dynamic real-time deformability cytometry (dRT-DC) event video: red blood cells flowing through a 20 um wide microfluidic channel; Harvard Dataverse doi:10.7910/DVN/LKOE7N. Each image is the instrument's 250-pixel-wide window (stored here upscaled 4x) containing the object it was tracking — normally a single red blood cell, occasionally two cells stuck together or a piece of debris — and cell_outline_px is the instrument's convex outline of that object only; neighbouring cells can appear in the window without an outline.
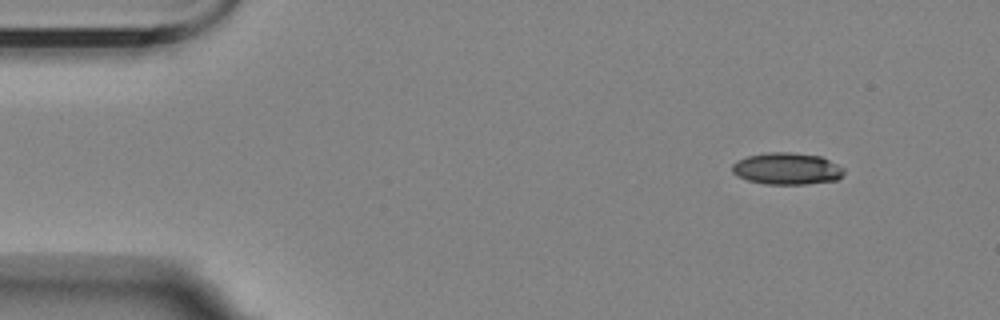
{"species": "Egyptian fruit bat (a non-hibernating species)", "species_latin": "Rousettus aegyptiacus", "temperature_condition": "room temperature", "stored_images_in_passage": 4, "camera_frame_rate_fps": 3000, "um_per_image_px": 0.085, "animal": {"sex": "female"}, "frame": {"image": 1, "passage_image": 1, "time_ms": 0.0, "image_size_px": [1000, 320], "cell_outline_px": [[844, 172], [836, 180], [804, 184], [764, 184], [748, 180], [736, 176], [732, 172], [732, 164], [736, 160], [748, 156], [768, 152], [788, 152], [820, 156], [844, 168]], "centroid_in_image_um": [66.84, 14.34], "position_along_channel_um": 18.2, "area_um2": 20.63}}
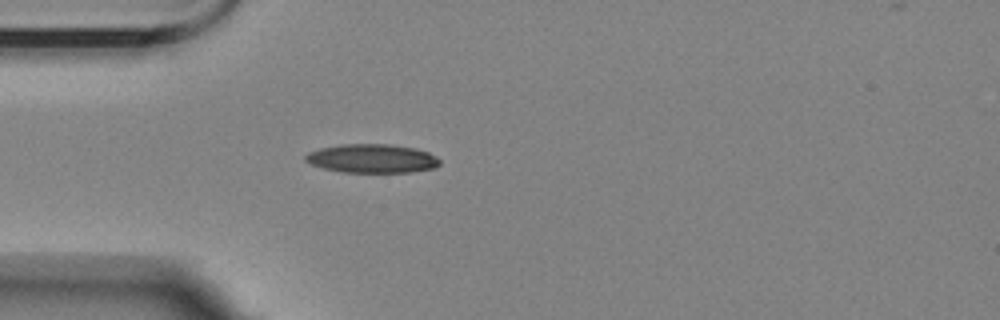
{"frame": {"image": 2, "passage_image": 4, "time_ms": 3.333, "image_size_px": [1000, 320], "cell_outline_px": [[440, 164], [432, 168], [412, 172], [344, 172], [324, 168], [312, 164], [304, 160], [304, 156], [308, 152], [320, 148], [344, 144], [388, 144], [416, 148], [428, 152], [440, 160]], "centroid_in_image_um": [31.62, 13.47], "position_along_channel_um": 53.4, "area_um2": 22.37}}